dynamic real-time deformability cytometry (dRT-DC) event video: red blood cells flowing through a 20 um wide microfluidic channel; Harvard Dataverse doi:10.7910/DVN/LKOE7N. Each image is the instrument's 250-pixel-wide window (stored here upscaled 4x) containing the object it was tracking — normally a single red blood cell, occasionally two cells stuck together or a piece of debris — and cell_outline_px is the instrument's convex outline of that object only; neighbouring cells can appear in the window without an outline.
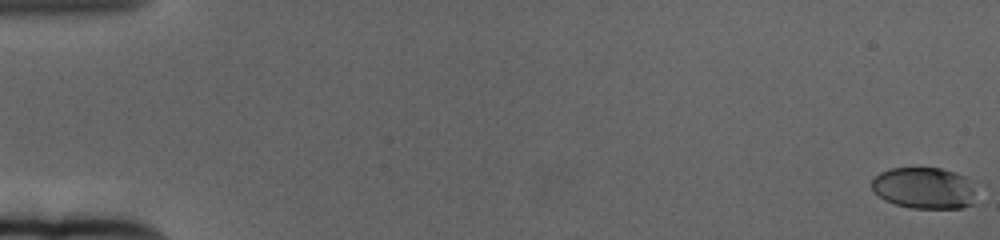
{"species": "human", "species_latin": "Homo sapiens", "temperature_condition": "cold", "stored_images_in_passage": 63, "camera_frame_rate_fps": 3000, "um_per_image_px": 0.085, "donor": {"sex": "female"}, "frame": {"image": 1, "passage_image": 1, "time_ms": 0.0, "image_size_px": [1000, 240], "cell_outline_px": [[980, 200], [976, 204], [960, 208], [912, 208], [896, 204], [884, 200], [872, 188], [872, 180], [880, 172], [888, 168], [940, 168], [964, 176]], "centroid_in_image_um": [78.58, 16.0], "position_along_channel_um": 6.4, "area_um2": 25.26}}
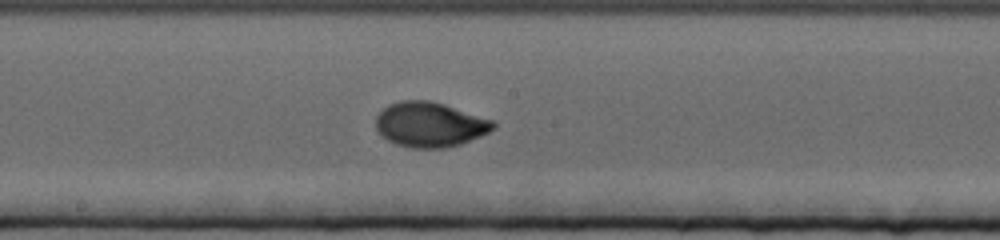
{"frame": {"image": 2, "passage_image": 35, "time_ms": 11.333, "image_size_px": [1000, 240], "cell_outline_px": [[496, 128], [480, 136], [460, 144], [444, 148], [412, 148], [396, 144], [388, 140], [376, 128], [376, 116], [388, 104], [400, 100], [428, 100], [444, 104], [496, 120]], "centroid_in_image_um": [36.57, 10.57], "position_along_channel_um": 211.6, "area_um2": 30.81}}
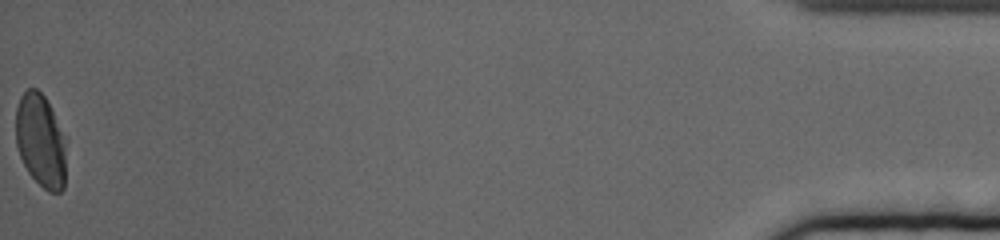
{"frame": {"image": 3, "passage_image": 63, "time_ms": 20.667, "image_size_px": [1000, 240], "cell_outline_px": [[68, 136], [64, 188], [60, 192], [48, 192], [28, 172], [20, 156], [16, 144], [16, 108], [20, 96], [28, 88], [36, 88], [44, 96]], "centroid_in_image_um": [3.51, 11.95], "position_along_channel_um": 431.7, "area_um2": 28.15}, "authors_computed_cell_mechanics": {"area_um2": 28.322, "velocity_mm_per_s": 3.3362, "shape_relaxation_time_tau1_ms": 4.0757, "shape_relaxation_time_tau2_ms": null, "deformation_change_tau1": 0.1772, "deformation_change_tau2": null}}